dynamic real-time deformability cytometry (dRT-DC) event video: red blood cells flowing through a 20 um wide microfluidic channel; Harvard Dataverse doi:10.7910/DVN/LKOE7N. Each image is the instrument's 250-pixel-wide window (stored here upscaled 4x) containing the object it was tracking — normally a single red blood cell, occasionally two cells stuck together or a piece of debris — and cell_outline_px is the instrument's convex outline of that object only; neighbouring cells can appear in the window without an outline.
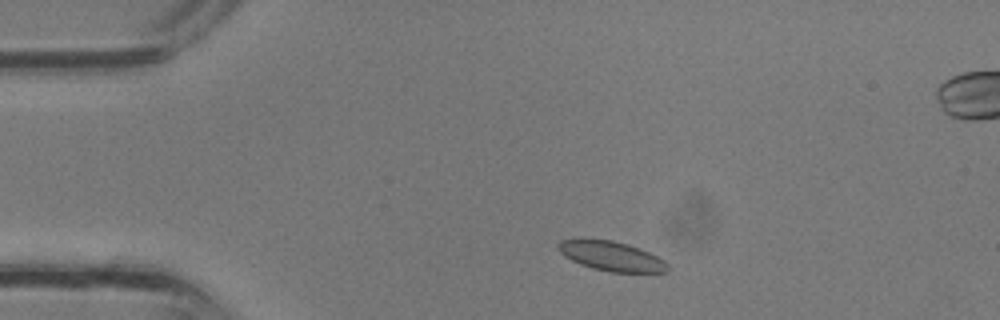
{"species": "common noctule bat (a hibernating species)", "species_latin": "Nyctalus noctula", "temperature_condition": "room temperature", "stored_images_in_passage": 32, "segment_of_instrument_passage": [1, 2], "camera_frame_rate_fps": 3000, "um_per_image_px": 0.085, "animal": {"sex": "male", "body_mass_g": 13.3}, "frame": {"image": 1, "passage_image": 3, "time_ms": 0.667, "image_size_px": [1000, 320], "cell_outline_px": [[668, 272], [608, 272], [592, 268], [580, 264], [564, 256], [556, 248], [556, 244], [560, 240], [580, 236], [612, 240], [628, 244], [648, 252], [664, 260], [668, 264]], "centroid_in_image_um": [51.87, 21.72], "position_along_channel_um": 33.1, "area_um2": 19.42}}
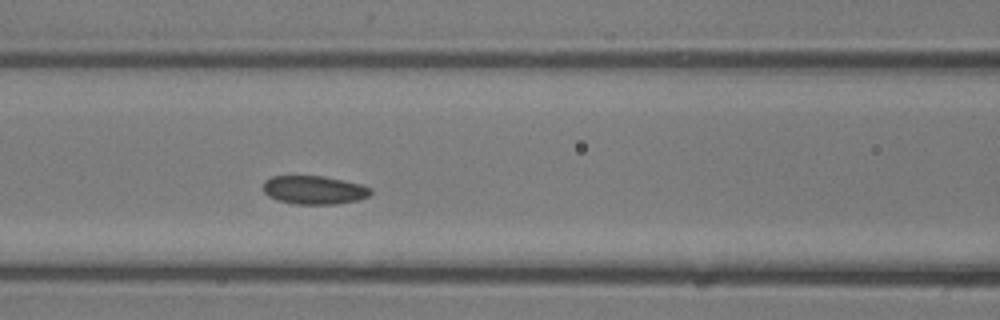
{"frame": {"image": 2, "passage_image": 11, "time_ms": 3.333, "image_size_px": [1000, 320], "cell_outline_px": [[372, 192], [368, 196], [360, 200], [336, 204], [296, 204], [276, 200], [268, 196], [264, 192], [264, 180], [272, 176], [324, 176], [364, 184], [372, 188]], "centroid_in_image_um": [26.74, 16.15], "position_along_channel_um": 139.9, "area_um2": 18.09}}
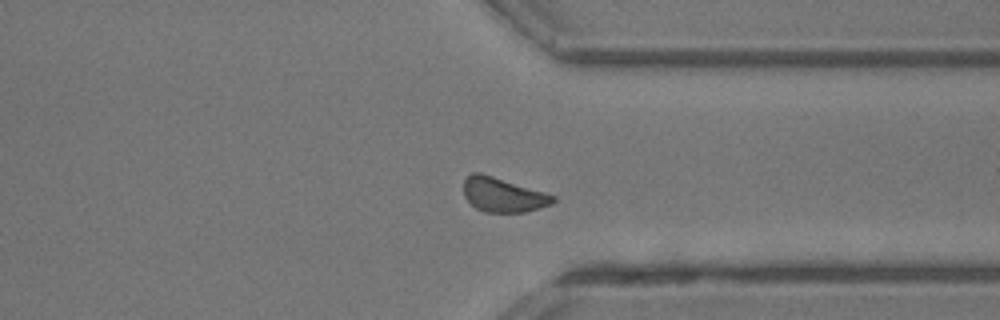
{"frame": {"image": 3, "passage_image": 23, "time_ms": 7.333, "image_size_px": [1000, 320], "cell_outline_px": [[556, 200], [552, 204], [524, 212], [484, 212], [476, 208], [464, 196], [464, 180], [472, 172], [480, 172], [544, 192], [556, 196]], "centroid_in_image_um": [42.75, 16.56], "position_along_channel_um": 368.6, "area_um2": 17.74}}